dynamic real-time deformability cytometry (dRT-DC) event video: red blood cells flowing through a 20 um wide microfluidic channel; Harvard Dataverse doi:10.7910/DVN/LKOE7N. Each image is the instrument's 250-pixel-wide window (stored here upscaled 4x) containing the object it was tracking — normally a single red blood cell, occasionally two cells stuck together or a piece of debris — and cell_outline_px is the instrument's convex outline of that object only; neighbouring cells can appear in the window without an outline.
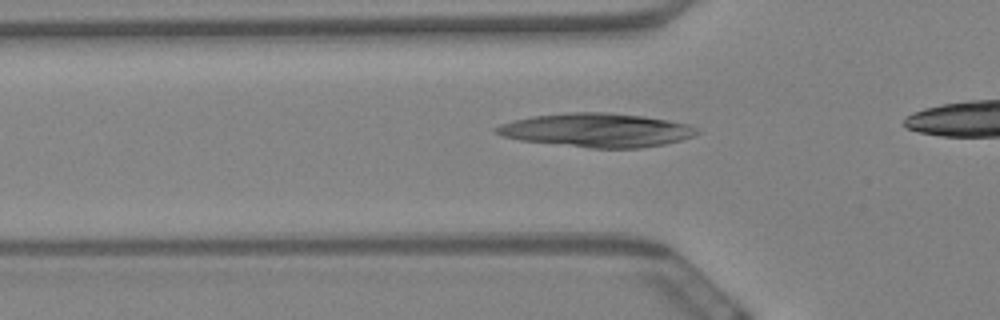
{"species": "Egyptian fruit bat (a non-hibernating species)", "species_latin": "Rousettus aegyptiacus", "temperature_condition": "warm", "stored_images_in_passage": 34, "camera_frame_rate_fps": 3000, "um_per_image_px": 0.085, "animal": {"sex": "female"}, "frame": {"image": 1, "passage_image": 3, "time_ms": 0.667, "image_size_px": [1000, 320], "cell_outline_px": [[700, 132], [692, 136], [680, 140], [664, 144], [640, 148], [592, 148], [520, 140], [504, 136], [496, 132], [496, 128], [500, 124], [532, 116], [568, 112], [608, 112], [644, 116], [668, 120], [688, 124], [696, 128]], "centroid_in_image_um": [50.75, 11.06], "position_along_channel_um": 75.0, "area_um2": 39.19}}
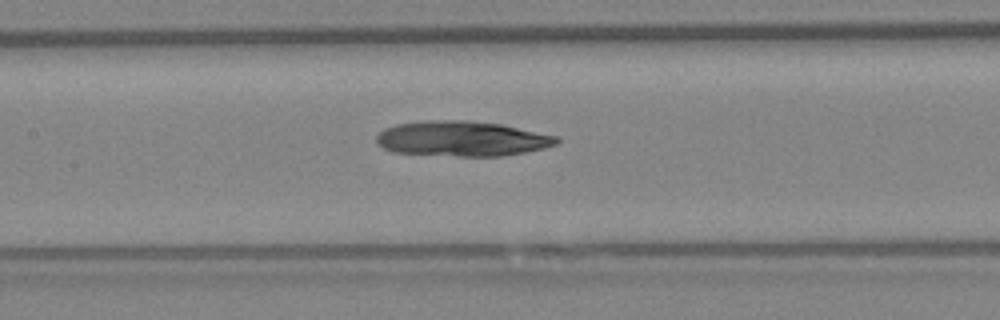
{"frame": {"image": 2, "passage_image": 11, "time_ms": 3.333, "image_size_px": [1000, 320], "cell_outline_px": [[560, 140], [556, 144], [544, 148], [524, 152], [500, 156], [460, 156], [392, 152], [384, 148], [376, 140], [376, 136], [384, 128], [396, 124], [424, 120], [468, 120], [500, 124], [556, 136]], "centroid_in_image_um": [39.23, 11.78], "position_along_channel_um": 168.2, "area_um2": 36.7}}
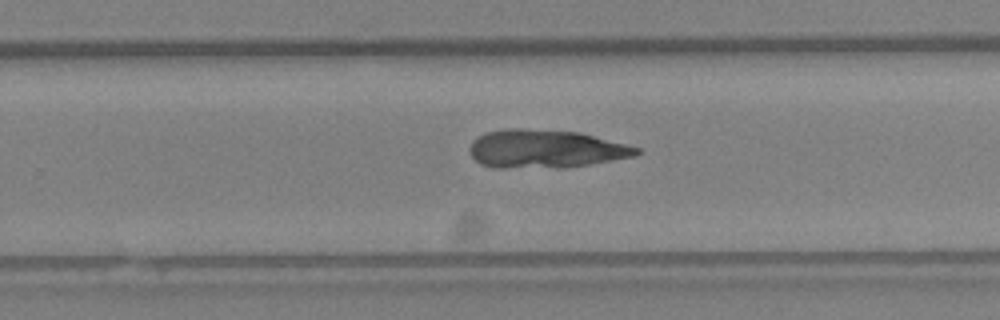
{"frame": {"image": 3, "passage_image": 21, "time_ms": 6.667, "image_size_px": [1000, 320], "cell_outline_px": [[640, 152], [636, 156], [588, 164], [560, 168], [492, 168], [480, 164], [472, 156], [468, 148], [472, 140], [484, 132], [508, 128], [520, 128], [580, 132], [628, 144], [640, 148]], "centroid_in_image_um": [46.33, 12.66], "position_along_channel_um": 283.5, "area_um2": 37.63}}